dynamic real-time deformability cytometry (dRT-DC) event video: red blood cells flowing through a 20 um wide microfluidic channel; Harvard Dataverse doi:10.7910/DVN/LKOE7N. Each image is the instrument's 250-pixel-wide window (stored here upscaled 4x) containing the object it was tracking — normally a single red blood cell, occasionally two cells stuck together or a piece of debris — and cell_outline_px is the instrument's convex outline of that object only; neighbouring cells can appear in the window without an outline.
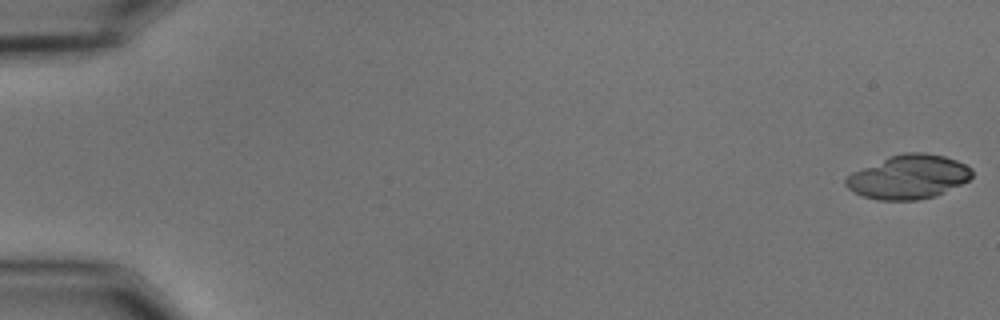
{"species": "common noctule bat (a hibernating species)", "species_latin": "Nyctalus noctula", "temperature_condition": "cold", "stored_images_in_passage": 10, "camera_frame_rate_fps": 3000, "um_per_image_px": 0.085, "animal": {"sex": "male", "body_mass_g": 15.6}, "frame": {"image": 1, "passage_image": 1, "time_ms": 0.0, "image_size_px": [1000, 320], "cell_outline_px": [[972, 176], [968, 180], [936, 196], [916, 200], [876, 200], [864, 196], [848, 188], [844, 184], [844, 180], [852, 172], [888, 156], [904, 152], [924, 152], [944, 156], [956, 160], [972, 168]], "centroid_in_image_um": [77.21, 15.03], "position_along_channel_um": 7.8, "area_um2": 32.25}}